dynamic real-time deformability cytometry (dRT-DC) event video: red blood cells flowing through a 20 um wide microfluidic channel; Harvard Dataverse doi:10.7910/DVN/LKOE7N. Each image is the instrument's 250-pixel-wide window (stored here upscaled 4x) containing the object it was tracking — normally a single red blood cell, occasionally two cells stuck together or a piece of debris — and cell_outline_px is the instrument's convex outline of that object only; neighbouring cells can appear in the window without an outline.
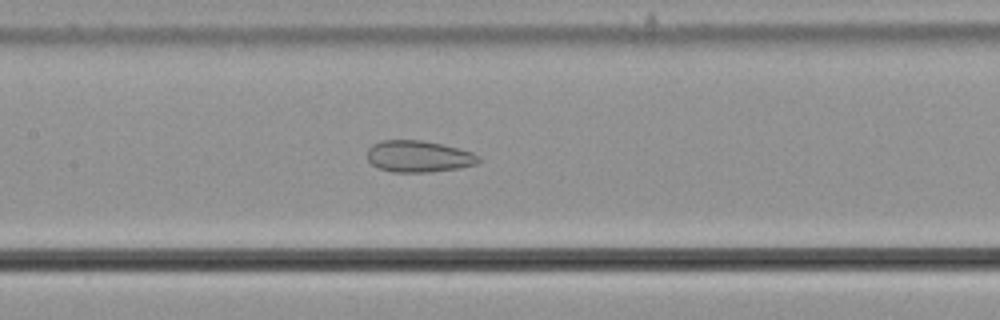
{"species": "common noctule bat (a hibernating species)", "species_latin": "Nyctalus noctula", "temperature_condition": "cold", "stored_images_in_passage": 56, "camera_frame_rate_fps": 3000, "um_per_image_px": 0.085, "animal": {"sex": "male", "body_mass_g": 21.5, "forearm_length_mm": 52.0}, "frame": {"image": 1, "passage_image": 27, "time_ms": 8.667, "image_size_px": [1000, 320], "cell_outline_px": [[480, 160], [476, 164], [460, 168], [428, 172], [392, 172], [380, 168], [372, 164], [368, 160], [368, 148], [372, 144], [384, 140], [420, 140], [440, 144], [472, 152], [480, 156]], "centroid_in_image_um": [35.58, 13.3], "position_along_channel_um": 171.8, "area_um2": 20.35}}
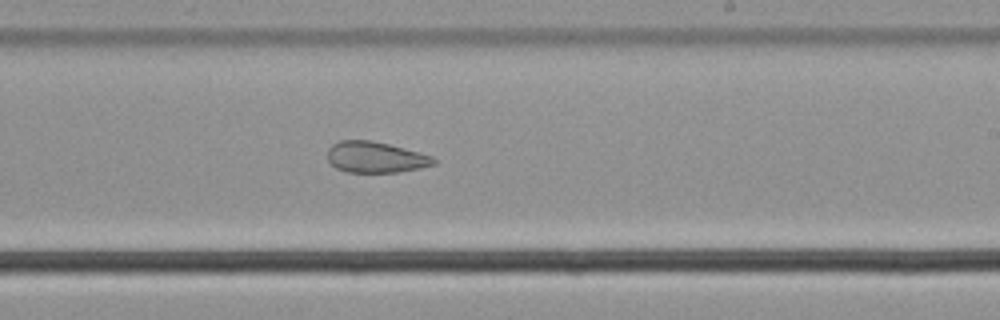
{"frame": {"image": 2, "passage_image": 34, "time_ms": 11.0, "image_size_px": [1000, 320], "cell_outline_px": [[436, 164], [420, 168], [396, 172], [344, 172], [336, 168], [328, 160], [328, 148], [332, 144], [340, 140], [368, 140], [388, 144], [404, 148], [432, 156], [436, 160]], "centroid_in_image_um": [31.9, 13.36], "position_along_channel_um": 257.1, "area_um2": 19.13}}
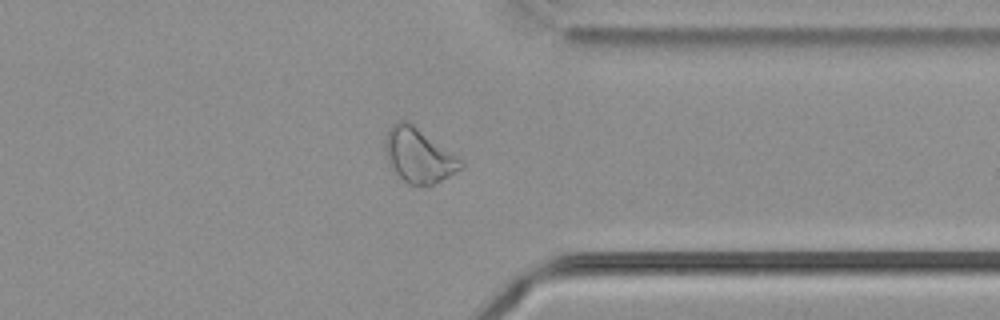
{"frame": {"image": 3, "passage_image": 44, "time_ms": 14.333, "image_size_px": [1000, 320], "cell_outline_px": [[464, 168], [432, 184], [408, 184], [392, 172], [384, 152], [384, 140], [388, 128], [396, 120], [408, 120], [460, 160], [464, 164]], "centroid_in_image_um": [35.5, 13.19], "position_along_channel_um": 375.9, "area_um2": 23.81}, "authors_computed_cell_mechanics": {"area_um2": 26.6169, "velocity_mm_per_s": 3.6699, "shape_relaxation_time_tau1_ms": null, "shape_relaxation_time_tau2_ms": 2.7946, "deformation_change_tau1": null, "deformation_change_tau2": 0.1028}}